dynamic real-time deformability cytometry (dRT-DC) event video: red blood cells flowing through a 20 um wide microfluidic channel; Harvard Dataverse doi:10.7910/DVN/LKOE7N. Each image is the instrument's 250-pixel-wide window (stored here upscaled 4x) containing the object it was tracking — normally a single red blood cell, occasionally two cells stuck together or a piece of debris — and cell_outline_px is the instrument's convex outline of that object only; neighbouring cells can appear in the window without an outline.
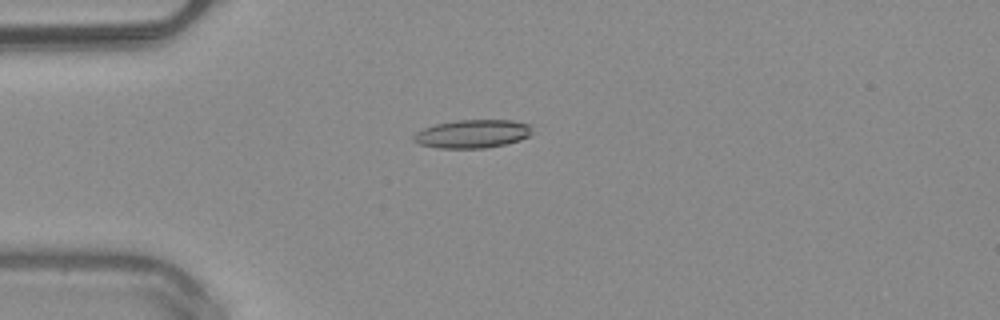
{"species": "common noctule bat (a hibernating species)", "species_latin": "Nyctalus noctula", "temperature_condition": "warm", "stored_images_in_passage": 32, "camera_frame_rate_fps": 3000, "um_per_image_px": 0.085, "animal": {"sex": "male", "body_mass_g": 20.4}, "frame": {"image": 1, "passage_image": 2, "time_ms": 0.333, "image_size_px": [1000, 320], "cell_outline_px": [[532, 132], [528, 136], [520, 140], [488, 148], [436, 148], [420, 144], [412, 140], [412, 136], [416, 132], [424, 128], [436, 124], [460, 120], [512, 120], [532, 124]], "centroid_in_image_um": [40.17, 11.38], "position_along_channel_um": 44.8, "area_um2": 19.65}}
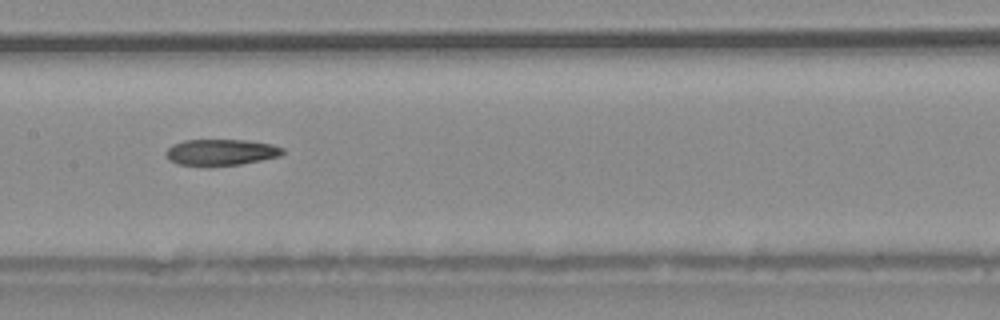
{"frame": {"image": 2, "passage_image": 14, "time_ms": 4.333, "image_size_px": [1000, 320], "cell_outline_px": [[284, 152], [280, 156], [240, 164], [208, 168], [176, 164], [168, 160], [164, 152], [172, 144], [184, 140], [248, 140], [272, 144], [284, 148]], "centroid_in_image_um": [18.72, 12.97], "position_along_channel_um": 188.7, "area_um2": 18.44}}
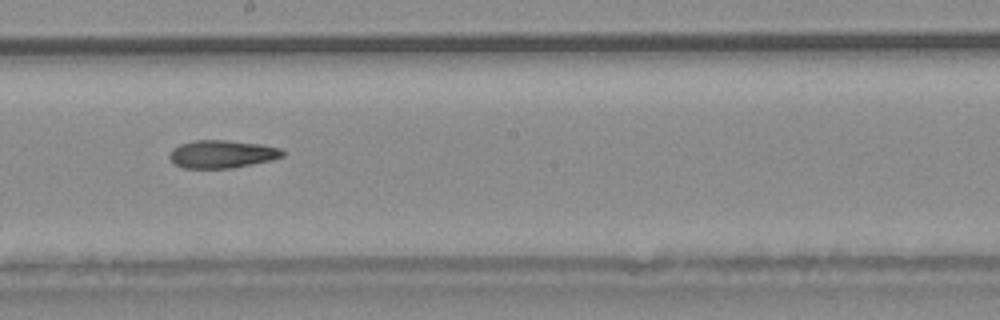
{"frame": {"image": 3, "passage_image": 17, "time_ms": 5.333, "image_size_px": [1000, 320], "cell_outline_px": [[284, 156], [272, 160], [232, 168], [184, 168], [176, 164], [168, 156], [172, 148], [180, 144], [196, 140], [224, 140], [260, 144], [280, 148], [284, 152]], "centroid_in_image_um": [18.87, 13.1], "position_along_channel_um": 229.3, "area_um2": 18.26}, "authors_computed_cell_mechanics": {"area_um2": 18.5827, "velocity_mm_per_s": 4.086, "shape_relaxation_time_tau1_ms": null, "shape_relaxation_time_tau2_ms": 10.9367, "deformation_change_tau1": null, "deformation_change_tau2": 0.2426}}